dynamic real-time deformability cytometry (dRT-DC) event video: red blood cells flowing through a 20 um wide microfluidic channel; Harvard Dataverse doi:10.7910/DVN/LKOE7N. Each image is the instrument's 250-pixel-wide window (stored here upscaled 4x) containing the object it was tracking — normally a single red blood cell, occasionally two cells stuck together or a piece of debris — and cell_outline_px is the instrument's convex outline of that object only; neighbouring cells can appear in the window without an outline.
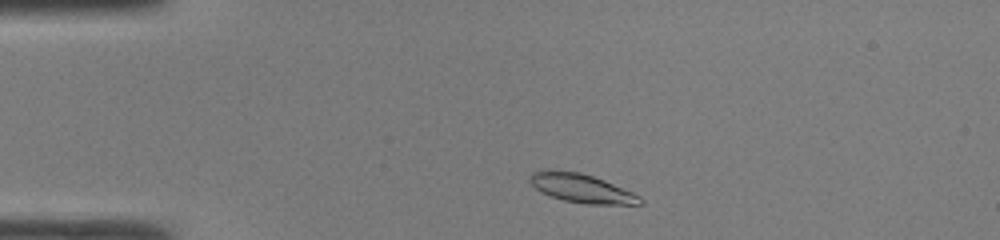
{"species": "common noctule bat (a hibernating species)", "species_latin": "Nyctalus noctula", "temperature_condition": "room temperature", "stored_images_in_passage": 40, "camera_frame_rate_fps": 3000, "um_per_image_px": 0.085, "animal": {"sex": "male", "body_mass_g": 19.0, "forearm_length_mm": 50.8}, "frame": {"image": 1, "passage_image": 3, "time_ms": 0.667, "image_size_px": [1000, 240], "cell_outline_px": [[644, 204], [588, 204], [564, 200], [540, 192], [528, 180], [532, 172], [580, 172], [604, 180], [632, 192], [640, 196], [644, 200]], "centroid_in_image_um": [49.5, 16.04], "position_along_channel_um": 35.5, "area_um2": 17.86}}
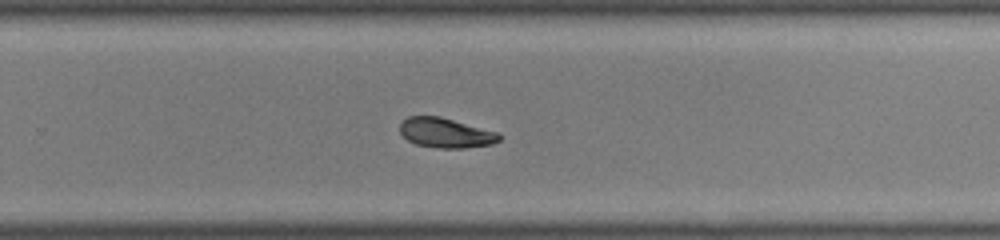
{"frame": {"image": 2, "passage_image": 24, "time_ms": 7.667, "image_size_px": [1000, 240], "cell_outline_px": [[500, 140], [492, 144], [464, 148], [436, 148], [416, 144], [408, 140], [400, 132], [400, 124], [408, 116], [440, 116], [500, 132]], "centroid_in_image_um": [37.91, 11.29], "position_along_channel_um": 291.9, "area_um2": 17.34}}
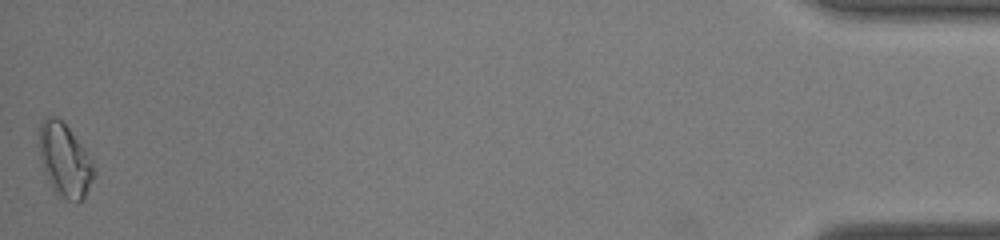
{"frame": {"image": 3, "passage_image": 40, "time_ms": 13.0, "image_size_px": [1000, 240], "cell_outline_px": [[96, 172], [84, 200], [68, 200], [56, 196], [44, 172], [36, 144], [40, 124], [44, 116], [56, 116], [68, 128], [84, 148], [92, 160]], "centroid_in_image_um": [5.46, 13.61], "position_along_channel_um": 429.7, "area_um2": 23.87}, "authors_computed_cell_mechanics": {"area_um2": 18.0047, "velocity_mm_per_s": 4.2859, "shape_relaxation_time_tau1_ms": 3.453, "shape_relaxation_time_tau2_ms": null, "deformation_change_tau1": 0.1558, "deformation_change_tau2": null}}